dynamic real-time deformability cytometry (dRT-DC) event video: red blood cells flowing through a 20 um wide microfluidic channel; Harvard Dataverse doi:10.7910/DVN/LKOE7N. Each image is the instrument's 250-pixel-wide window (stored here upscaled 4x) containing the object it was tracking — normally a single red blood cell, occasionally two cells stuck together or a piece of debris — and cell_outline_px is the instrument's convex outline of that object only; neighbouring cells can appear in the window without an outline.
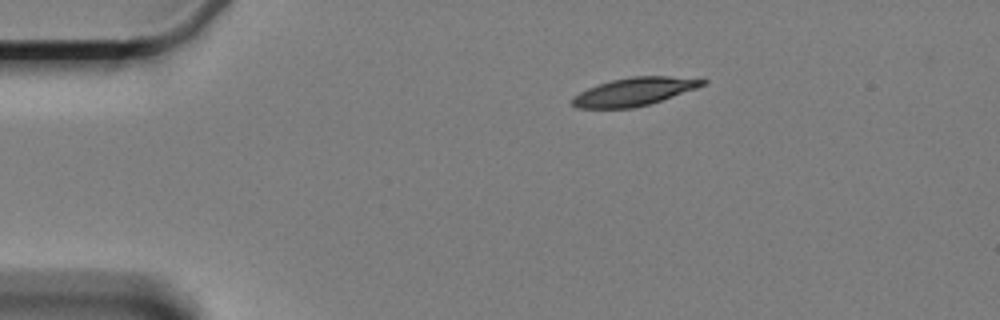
{"species": "Egyptian fruit bat (a non-hibernating species)", "species_latin": "Rousettus aegyptiacus", "temperature_condition": "cold", "stored_images_in_passage": 5, "camera_frame_rate_fps": 3000, "um_per_image_px": 0.085, "animal": {"sex": "female"}, "frame": {"image": 1, "passage_image": 1, "time_ms": 0.0, "image_size_px": [1000, 320], "cell_outline_px": [[708, 80], [704, 84], [696, 88], [648, 104], [632, 108], [576, 108], [572, 104], [572, 96], [588, 88], [612, 80], [632, 76], [704, 76]], "centroid_in_image_um": [53.98, 7.76], "position_along_channel_um": 31.0, "area_um2": 21.39}}
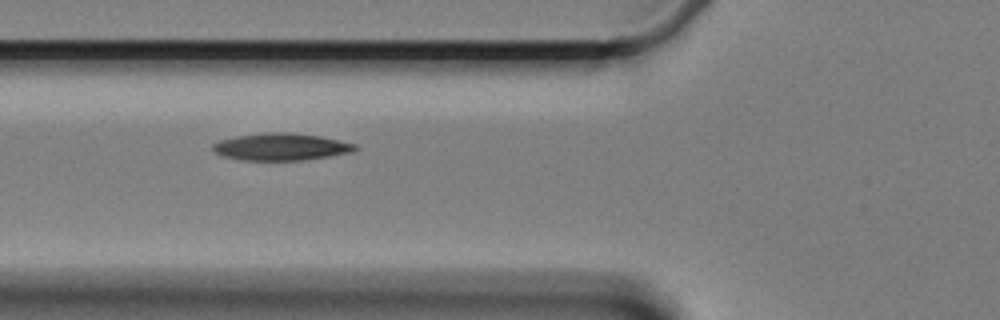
{"frame": {"image": 2, "passage_image": 4, "time_ms": 3.667, "image_size_px": [1000, 320], "cell_outline_px": [[360, 148], [352, 152], [328, 156], [300, 160], [240, 160], [224, 156], [216, 152], [212, 148], [212, 144], [220, 140], [236, 136], [264, 132], [292, 132], [320, 136], [356, 144]], "centroid_in_image_um": [23.89, 12.47], "position_along_channel_um": 101.9, "area_um2": 22.48}}
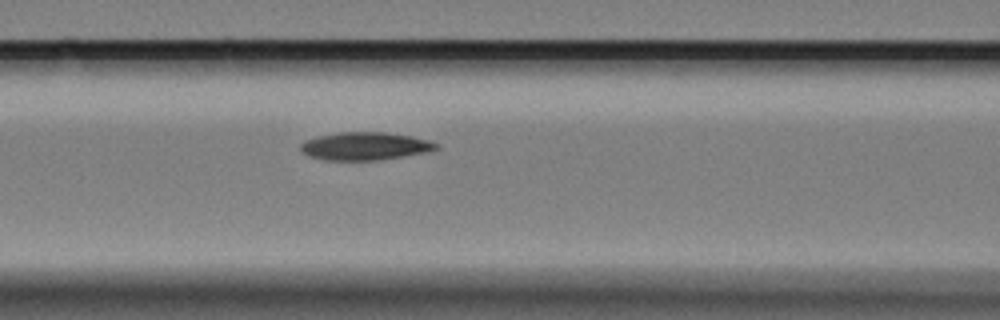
{"frame": {"image": 3, "passage_image": 5, "time_ms": 4.667, "image_size_px": [1000, 320], "cell_outline_px": [[440, 144], [436, 148], [424, 152], [376, 160], [328, 160], [312, 156], [304, 152], [300, 148], [300, 144], [304, 140], [316, 136], [340, 132], [384, 132], [412, 136], [428, 140]], "centroid_in_image_um": [30.99, 12.4], "position_along_channel_um": 135.6, "area_um2": 21.68}}